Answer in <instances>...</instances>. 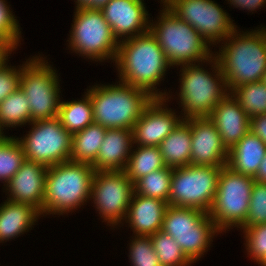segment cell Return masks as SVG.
<instances>
[{"mask_svg": "<svg viewBox=\"0 0 266 266\" xmlns=\"http://www.w3.org/2000/svg\"><path fill=\"white\" fill-rule=\"evenodd\" d=\"M114 63L119 81L145 90L152 98L172 99L170 90L157 89L172 66L150 31L119 42Z\"/></svg>", "mask_w": 266, "mask_h": 266, "instance_id": "cell-1", "label": "cell"}, {"mask_svg": "<svg viewBox=\"0 0 266 266\" xmlns=\"http://www.w3.org/2000/svg\"><path fill=\"white\" fill-rule=\"evenodd\" d=\"M258 28L245 32L236 28L220 43L219 51L213 52L228 92L263 78L266 70V28Z\"/></svg>", "mask_w": 266, "mask_h": 266, "instance_id": "cell-2", "label": "cell"}, {"mask_svg": "<svg viewBox=\"0 0 266 266\" xmlns=\"http://www.w3.org/2000/svg\"><path fill=\"white\" fill-rule=\"evenodd\" d=\"M94 175L91 164L71 160L48 167L42 215L63 216L89 202Z\"/></svg>", "mask_w": 266, "mask_h": 266, "instance_id": "cell-3", "label": "cell"}, {"mask_svg": "<svg viewBox=\"0 0 266 266\" xmlns=\"http://www.w3.org/2000/svg\"><path fill=\"white\" fill-rule=\"evenodd\" d=\"M205 62L180 66V90L177 96L183 120L208 117L229 94L216 57L213 55ZM203 63L211 65L212 72H208Z\"/></svg>", "mask_w": 266, "mask_h": 266, "instance_id": "cell-4", "label": "cell"}, {"mask_svg": "<svg viewBox=\"0 0 266 266\" xmlns=\"http://www.w3.org/2000/svg\"><path fill=\"white\" fill-rule=\"evenodd\" d=\"M90 94L94 123L107 129H132L153 98L143 89L118 81L96 84L86 89Z\"/></svg>", "mask_w": 266, "mask_h": 266, "instance_id": "cell-5", "label": "cell"}, {"mask_svg": "<svg viewBox=\"0 0 266 266\" xmlns=\"http://www.w3.org/2000/svg\"><path fill=\"white\" fill-rule=\"evenodd\" d=\"M161 9L157 22L150 20L149 31L172 67L205 62L213 56L210 45L190 24L177 17L167 6Z\"/></svg>", "mask_w": 266, "mask_h": 266, "instance_id": "cell-6", "label": "cell"}, {"mask_svg": "<svg viewBox=\"0 0 266 266\" xmlns=\"http://www.w3.org/2000/svg\"><path fill=\"white\" fill-rule=\"evenodd\" d=\"M162 231L174 238L193 263L208 251L213 237L221 233L207 212L170 205L165 210Z\"/></svg>", "mask_w": 266, "mask_h": 266, "instance_id": "cell-7", "label": "cell"}, {"mask_svg": "<svg viewBox=\"0 0 266 266\" xmlns=\"http://www.w3.org/2000/svg\"><path fill=\"white\" fill-rule=\"evenodd\" d=\"M46 57H29L21 67L20 88L30 105V123L58 116L60 81L55 67Z\"/></svg>", "mask_w": 266, "mask_h": 266, "instance_id": "cell-8", "label": "cell"}, {"mask_svg": "<svg viewBox=\"0 0 266 266\" xmlns=\"http://www.w3.org/2000/svg\"><path fill=\"white\" fill-rule=\"evenodd\" d=\"M75 10L67 40L69 50L95 62L100 63L110 59L114 63L119 42L101 10L88 8H75Z\"/></svg>", "mask_w": 266, "mask_h": 266, "instance_id": "cell-9", "label": "cell"}, {"mask_svg": "<svg viewBox=\"0 0 266 266\" xmlns=\"http://www.w3.org/2000/svg\"><path fill=\"white\" fill-rule=\"evenodd\" d=\"M254 182L251 176L238 174L227 166L222 167L215 200L208 212L221 233L233 227L240 228L245 223Z\"/></svg>", "mask_w": 266, "mask_h": 266, "instance_id": "cell-10", "label": "cell"}, {"mask_svg": "<svg viewBox=\"0 0 266 266\" xmlns=\"http://www.w3.org/2000/svg\"><path fill=\"white\" fill-rule=\"evenodd\" d=\"M222 167L193 165L174 168L169 193V205L196 208L209 212L215 200Z\"/></svg>", "mask_w": 266, "mask_h": 266, "instance_id": "cell-11", "label": "cell"}, {"mask_svg": "<svg viewBox=\"0 0 266 266\" xmlns=\"http://www.w3.org/2000/svg\"><path fill=\"white\" fill-rule=\"evenodd\" d=\"M30 131L20 141L26 160L41 163L46 167L70 161L72 134L59 119L37 120L29 123Z\"/></svg>", "mask_w": 266, "mask_h": 266, "instance_id": "cell-12", "label": "cell"}, {"mask_svg": "<svg viewBox=\"0 0 266 266\" xmlns=\"http://www.w3.org/2000/svg\"><path fill=\"white\" fill-rule=\"evenodd\" d=\"M133 193L134 183L124 170L95 171L90 199L107 226H123Z\"/></svg>", "mask_w": 266, "mask_h": 266, "instance_id": "cell-13", "label": "cell"}, {"mask_svg": "<svg viewBox=\"0 0 266 266\" xmlns=\"http://www.w3.org/2000/svg\"><path fill=\"white\" fill-rule=\"evenodd\" d=\"M167 7L190 24L210 47L224 42L238 28L226 10L212 0H171Z\"/></svg>", "mask_w": 266, "mask_h": 266, "instance_id": "cell-14", "label": "cell"}, {"mask_svg": "<svg viewBox=\"0 0 266 266\" xmlns=\"http://www.w3.org/2000/svg\"><path fill=\"white\" fill-rule=\"evenodd\" d=\"M166 102L168 103L166 98H153L145 107L132 128L133 144L158 147L180 124L182 116L176 115L177 111L167 108Z\"/></svg>", "mask_w": 266, "mask_h": 266, "instance_id": "cell-15", "label": "cell"}, {"mask_svg": "<svg viewBox=\"0 0 266 266\" xmlns=\"http://www.w3.org/2000/svg\"><path fill=\"white\" fill-rule=\"evenodd\" d=\"M144 0H110L101 12L118 42L149 31V13Z\"/></svg>", "mask_w": 266, "mask_h": 266, "instance_id": "cell-16", "label": "cell"}, {"mask_svg": "<svg viewBox=\"0 0 266 266\" xmlns=\"http://www.w3.org/2000/svg\"><path fill=\"white\" fill-rule=\"evenodd\" d=\"M191 131V163L193 165L227 166L228 150L221 135L208 117L184 120Z\"/></svg>", "mask_w": 266, "mask_h": 266, "instance_id": "cell-17", "label": "cell"}, {"mask_svg": "<svg viewBox=\"0 0 266 266\" xmlns=\"http://www.w3.org/2000/svg\"><path fill=\"white\" fill-rule=\"evenodd\" d=\"M47 169L48 167L41 163L25 160L3 187V192L8 194L7 200L33 205L42 217Z\"/></svg>", "mask_w": 266, "mask_h": 266, "instance_id": "cell-18", "label": "cell"}, {"mask_svg": "<svg viewBox=\"0 0 266 266\" xmlns=\"http://www.w3.org/2000/svg\"><path fill=\"white\" fill-rule=\"evenodd\" d=\"M208 118L221 135L227 150L250 131V118L230 93L218 103Z\"/></svg>", "mask_w": 266, "mask_h": 266, "instance_id": "cell-19", "label": "cell"}, {"mask_svg": "<svg viewBox=\"0 0 266 266\" xmlns=\"http://www.w3.org/2000/svg\"><path fill=\"white\" fill-rule=\"evenodd\" d=\"M167 206L165 201L134 192L124 222L128 223L134 235L150 236L162 230Z\"/></svg>", "mask_w": 266, "mask_h": 266, "instance_id": "cell-20", "label": "cell"}, {"mask_svg": "<svg viewBox=\"0 0 266 266\" xmlns=\"http://www.w3.org/2000/svg\"><path fill=\"white\" fill-rule=\"evenodd\" d=\"M133 145L132 129H107L92 167L95 171L124 170Z\"/></svg>", "mask_w": 266, "mask_h": 266, "instance_id": "cell-21", "label": "cell"}, {"mask_svg": "<svg viewBox=\"0 0 266 266\" xmlns=\"http://www.w3.org/2000/svg\"><path fill=\"white\" fill-rule=\"evenodd\" d=\"M41 213L33 205L5 200L0 204V243L14 239L29 230Z\"/></svg>", "mask_w": 266, "mask_h": 266, "instance_id": "cell-22", "label": "cell"}, {"mask_svg": "<svg viewBox=\"0 0 266 266\" xmlns=\"http://www.w3.org/2000/svg\"><path fill=\"white\" fill-rule=\"evenodd\" d=\"M266 155V144L250 131L230 150L227 167L232 171L255 177Z\"/></svg>", "mask_w": 266, "mask_h": 266, "instance_id": "cell-23", "label": "cell"}, {"mask_svg": "<svg viewBox=\"0 0 266 266\" xmlns=\"http://www.w3.org/2000/svg\"><path fill=\"white\" fill-rule=\"evenodd\" d=\"M158 148L167 167L174 169L189 165L191 163L190 126L182 120L158 145Z\"/></svg>", "mask_w": 266, "mask_h": 266, "instance_id": "cell-24", "label": "cell"}, {"mask_svg": "<svg viewBox=\"0 0 266 266\" xmlns=\"http://www.w3.org/2000/svg\"><path fill=\"white\" fill-rule=\"evenodd\" d=\"M106 130L104 126L93 122L83 130L72 134L70 160L92 165L98 156Z\"/></svg>", "mask_w": 266, "mask_h": 266, "instance_id": "cell-25", "label": "cell"}, {"mask_svg": "<svg viewBox=\"0 0 266 266\" xmlns=\"http://www.w3.org/2000/svg\"><path fill=\"white\" fill-rule=\"evenodd\" d=\"M83 96L81 100L60 101L57 118L70 134L79 132L94 122L90 94L86 91Z\"/></svg>", "mask_w": 266, "mask_h": 266, "instance_id": "cell-26", "label": "cell"}, {"mask_svg": "<svg viewBox=\"0 0 266 266\" xmlns=\"http://www.w3.org/2000/svg\"><path fill=\"white\" fill-rule=\"evenodd\" d=\"M135 146L133 145L128 163L124 169L133 183L155 170L166 167L158 147Z\"/></svg>", "mask_w": 266, "mask_h": 266, "instance_id": "cell-27", "label": "cell"}, {"mask_svg": "<svg viewBox=\"0 0 266 266\" xmlns=\"http://www.w3.org/2000/svg\"><path fill=\"white\" fill-rule=\"evenodd\" d=\"M27 123H30V105L19 87L0 103V124L6 130Z\"/></svg>", "mask_w": 266, "mask_h": 266, "instance_id": "cell-28", "label": "cell"}, {"mask_svg": "<svg viewBox=\"0 0 266 266\" xmlns=\"http://www.w3.org/2000/svg\"><path fill=\"white\" fill-rule=\"evenodd\" d=\"M229 93L249 118L266 113V84L263 81L243 84Z\"/></svg>", "mask_w": 266, "mask_h": 266, "instance_id": "cell-29", "label": "cell"}, {"mask_svg": "<svg viewBox=\"0 0 266 266\" xmlns=\"http://www.w3.org/2000/svg\"><path fill=\"white\" fill-rule=\"evenodd\" d=\"M172 173L173 169L167 166L155 170L134 183V192L144 197L160 199L169 205Z\"/></svg>", "mask_w": 266, "mask_h": 266, "instance_id": "cell-30", "label": "cell"}, {"mask_svg": "<svg viewBox=\"0 0 266 266\" xmlns=\"http://www.w3.org/2000/svg\"><path fill=\"white\" fill-rule=\"evenodd\" d=\"M154 251L162 266H192L174 238L162 230L150 235Z\"/></svg>", "mask_w": 266, "mask_h": 266, "instance_id": "cell-31", "label": "cell"}, {"mask_svg": "<svg viewBox=\"0 0 266 266\" xmlns=\"http://www.w3.org/2000/svg\"><path fill=\"white\" fill-rule=\"evenodd\" d=\"M26 160L23 147L17 137L10 136L0 143V181L5 186Z\"/></svg>", "mask_w": 266, "mask_h": 266, "instance_id": "cell-32", "label": "cell"}, {"mask_svg": "<svg viewBox=\"0 0 266 266\" xmlns=\"http://www.w3.org/2000/svg\"><path fill=\"white\" fill-rule=\"evenodd\" d=\"M134 237V238H133ZM129 243L131 266H162L150 236L134 235Z\"/></svg>", "mask_w": 266, "mask_h": 266, "instance_id": "cell-33", "label": "cell"}, {"mask_svg": "<svg viewBox=\"0 0 266 266\" xmlns=\"http://www.w3.org/2000/svg\"><path fill=\"white\" fill-rule=\"evenodd\" d=\"M240 230L244 234L247 255L261 264L266 259V224L241 226Z\"/></svg>", "mask_w": 266, "mask_h": 266, "instance_id": "cell-34", "label": "cell"}, {"mask_svg": "<svg viewBox=\"0 0 266 266\" xmlns=\"http://www.w3.org/2000/svg\"><path fill=\"white\" fill-rule=\"evenodd\" d=\"M266 224V183L255 181L251 191L247 219L242 226Z\"/></svg>", "mask_w": 266, "mask_h": 266, "instance_id": "cell-35", "label": "cell"}, {"mask_svg": "<svg viewBox=\"0 0 266 266\" xmlns=\"http://www.w3.org/2000/svg\"><path fill=\"white\" fill-rule=\"evenodd\" d=\"M7 4L6 0H0V40H7L17 48L22 39L21 27L11 5Z\"/></svg>", "mask_w": 266, "mask_h": 266, "instance_id": "cell-36", "label": "cell"}, {"mask_svg": "<svg viewBox=\"0 0 266 266\" xmlns=\"http://www.w3.org/2000/svg\"><path fill=\"white\" fill-rule=\"evenodd\" d=\"M21 67L7 64L0 69V103L20 87Z\"/></svg>", "mask_w": 266, "mask_h": 266, "instance_id": "cell-37", "label": "cell"}, {"mask_svg": "<svg viewBox=\"0 0 266 266\" xmlns=\"http://www.w3.org/2000/svg\"><path fill=\"white\" fill-rule=\"evenodd\" d=\"M250 132L266 144V113L250 118Z\"/></svg>", "mask_w": 266, "mask_h": 266, "instance_id": "cell-38", "label": "cell"}, {"mask_svg": "<svg viewBox=\"0 0 266 266\" xmlns=\"http://www.w3.org/2000/svg\"><path fill=\"white\" fill-rule=\"evenodd\" d=\"M228 3L235 8H240V10H248L250 13L256 11V9H261L266 4V0H227Z\"/></svg>", "mask_w": 266, "mask_h": 266, "instance_id": "cell-39", "label": "cell"}, {"mask_svg": "<svg viewBox=\"0 0 266 266\" xmlns=\"http://www.w3.org/2000/svg\"><path fill=\"white\" fill-rule=\"evenodd\" d=\"M16 49V47L7 40H0V69L8 64V57Z\"/></svg>", "mask_w": 266, "mask_h": 266, "instance_id": "cell-40", "label": "cell"}, {"mask_svg": "<svg viewBox=\"0 0 266 266\" xmlns=\"http://www.w3.org/2000/svg\"><path fill=\"white\" fill-rule=\"evenodd\" d=\"M110 0H74L75 8L97 9L101 10Z\"/></svg>", "mask_w": 266, "mask_h": 266, "instance_id": "cell-41", "label": "cell"}, {"mask_svg": "<svg viewBox=\"0 0 266 266\" xmlns=\"http://www.w3.org/2000/svg\"><path fill=\"white\" fill-rule=\"evenodd\" d=\"M254 180L261 183H266V155L260 163L258 172L256 173Z\"/></svg>", "mask_w": 266, "mask_h": 266, "instance_id": "cell-42", "label": "cell"}, {"mask_svg": "<svg viewBox=\"0 0 266 266\" xmlns=\"http://www.w3.org/2000/svg\"><path fill=\"white\" fill-rule=\"evenodd\" d=\"M3 130H5V129L0 124V143H2L3 141H5L9 137V136H6L4 134V131Z\"/></svg>", "mask_w": 266, "mask_h": 266, "instance_id": "cell-43", "label": "cell"}, {"mask_svg": "<svg viewBox=\"0 0 266 266\" xmlns=\"http://www.w3.org/2000/svg\"><path fill=\"white\" fill-rule=\"evenodd\" d=\"M171 2V0H161L160 3L162 6H167L169 3Z\"/></svg>", "mask_w": 266, "mask_h": 266, "instance_id": "cell-44", "label": "cell"}, {"mask_svg": "<svg viewBox=\"0 0 266 266\" xmlns=\"http://www.w3.org/2000/svg\"><path fill=\"white\" fill-rule=\"evenodd\" d=\"M261 81H263V82L266 84V70H265V72H264V74H263V78H262Z\"/></svg>", "mask_w": 266, "mask_h": 266, "instance_id": "cell-45", "label": "cell"}, {"mask_svg": "<svg viewBox=\"0 0 266 266\" xmlns=\"http://www.w3.org/2000/svg\"><path fill=\"white\" fill-rule=\"evenodd\" d=\"M260 266H266V259L260 264Z\"/></svg>", "mask_w": 266, "mask_h": 266, "instance_id": "cell-46", "label": "cell"}]
</instances>
